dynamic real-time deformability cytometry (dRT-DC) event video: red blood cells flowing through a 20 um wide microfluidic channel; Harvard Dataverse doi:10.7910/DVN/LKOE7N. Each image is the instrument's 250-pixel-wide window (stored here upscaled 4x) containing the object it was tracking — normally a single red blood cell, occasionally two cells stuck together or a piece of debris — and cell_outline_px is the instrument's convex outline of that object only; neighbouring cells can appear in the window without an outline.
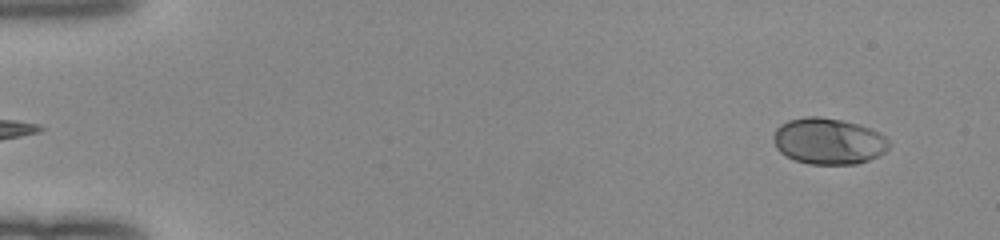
{"species": "human", "species_latin": "Homo sapiens", "temperature_condition": "room temperature", "stored_images_in_passage": 49, "camera_frame_rate_fps": 3000, "um_per_image_px": 0.085, "donor": {"sex": "female"}, "frame": {"image": 1, "passage_image": 1, "time_ms": 0.0, "image_size_px": [1000, 240], "cell_outline_px": [[892, 144], [884, 152], [868, 160], [856, 164], [808, 164], [792, 160], [784, 156], [776, 148], [772, 140], [772, 136], [776, 128], [780, 124], [788, 120], [808, 116], [820, 116], [844, 120], [860, 124], [872, 128], [884, 136]], "centroid_in_image_um": [70.39, 11.99], "position_along_channel_um": 14.6, "area_um2": 31.67}}
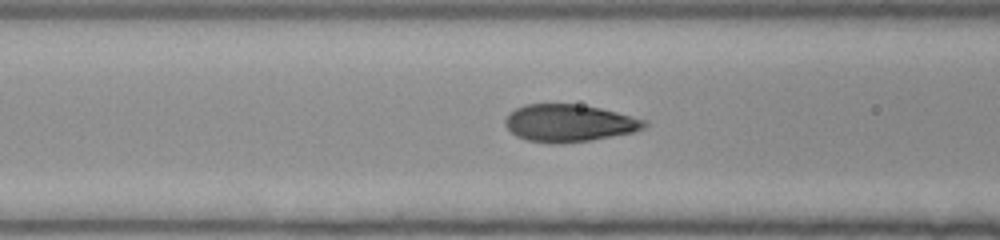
{"frame": {"image": 2, "passage_image": 19, "time_ms": 6.0, "image_size_px": [1000, 240], "cell_outline_px": [[648, 124], [644, 128], [632, 132], [592, 140], [560, 144], [528, 140], [516, 136], [504, 124], [504, 120], [508, 112], [524, 104], [576, 104], [600, 108], [648, 120]], "centroid_in_image_um": [48.36, 10.46], "position_along_channel_um": 118.2, "area_um2": 30.29}}
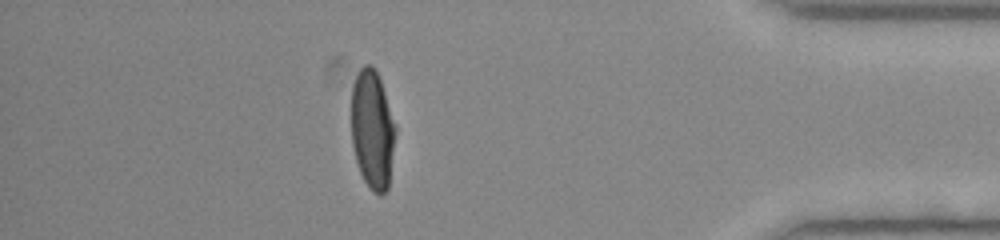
{"frame": {"image": 3, "passage_image": 43, "time_ms": 14.0, "image_size_px": [1000, 240], "cell_outline_px": [[396, 132], [388, 188], [380, 196], [372, 192], [364, 180], [360, 172], [356, 160], [352, 144], [352, 88], [356, 76], [360, 68], [364, 64], [372, 64], [376, 68], [396, 124]], "centroid_in_image_um": [31.66, 11.0], "position_along_channel_um": 403.5, "area_um2": 30.75}, "authors_computed_cell_mechanics": {"area_um2": 30.9808, "velocity_mm_per_s": 4.0273, "shape_relaxation_time_tau1_ms": 3.6716, "shape_relaxation_time_tau2_ms": null, "deformation_change_tau1": 0.1999, "deformation_change_tau2": null}}